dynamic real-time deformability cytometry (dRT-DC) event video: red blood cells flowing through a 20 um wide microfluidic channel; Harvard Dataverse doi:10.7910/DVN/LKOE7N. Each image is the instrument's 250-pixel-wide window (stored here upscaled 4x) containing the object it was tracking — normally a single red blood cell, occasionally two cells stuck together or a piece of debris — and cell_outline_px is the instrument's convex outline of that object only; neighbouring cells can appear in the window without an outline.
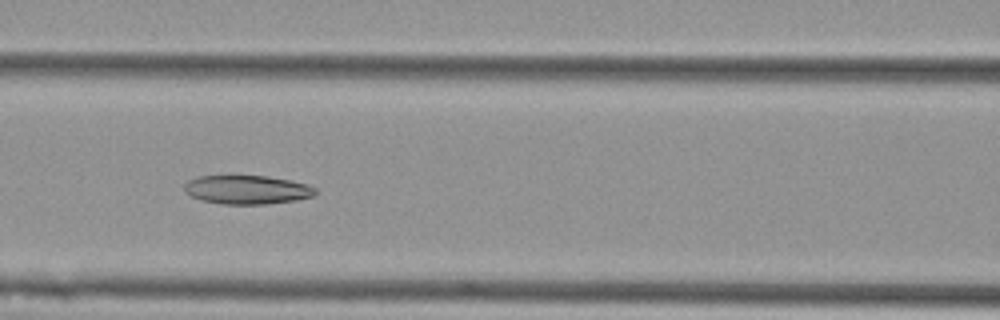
{"species": "Egyptian fruit bat (a non-hibernating species)", "species_latin": "Rousettus aegyptiacus", "temperature_condition": "cold", "stored_images_in_passage": 10, "camera_frame_rate_fps": 3000, "um_per_image_px": 0.085, "animal": {"sex": "female"}, "frame": {"image": 1, "passage_image": 9, "time_ms": 2.667, "image_size_px": [1000, 320], "cell_outline_px": [[316, 192], [312, 196], [296, 200], [264, 204], [224, 204], [200, 200], [184, 192], [184, 184], [188, 180], [196, 176], [268, 176], [308, 184], [316, 188]], "centroid_in_image_um": [20.97, 16.12], "position_along_channel_um": 145.6, "area_um2": 21.96}}